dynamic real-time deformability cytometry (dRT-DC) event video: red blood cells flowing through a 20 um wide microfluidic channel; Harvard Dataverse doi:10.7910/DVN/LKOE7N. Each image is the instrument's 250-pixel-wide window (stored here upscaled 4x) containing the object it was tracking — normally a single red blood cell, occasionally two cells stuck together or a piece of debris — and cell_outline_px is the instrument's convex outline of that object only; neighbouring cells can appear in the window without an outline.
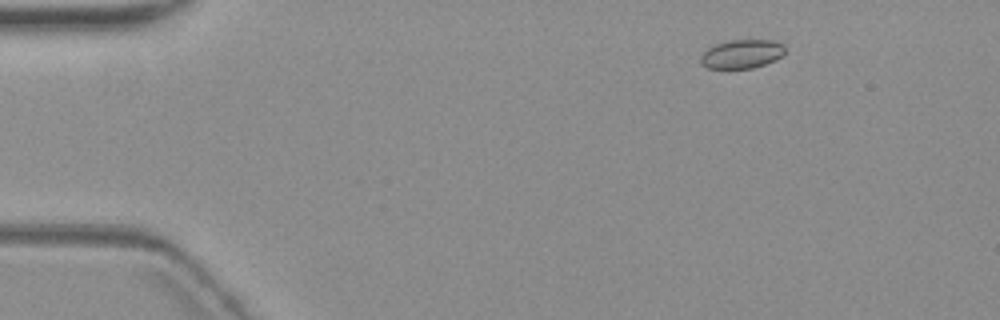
{"species": "common noctule bat (a hibernating species)", "species_latin": "Nyctalus noctula", "temperature_condition": "warm", "stored_images_in_passage": 4, "segment_of_instrument_passage": [1, 2], "camera_frame_rate_fps": 3000, "um_per_image_px": 0.085, "animal": {"sex": "female", "body_mass_g": 19.3, "forearm_length_mm": 54.1}, "frame": {"image": 1, "passage_image": 1, "time_ms": 0.0, "image_size_px": [1000, 320], "cell_outline_px": [[784, 52], [776, 60], [752, 68], [708, 68], [700, 64], [700, 56], [708, 48], [716, 44], [728, 40], [776, 40], [784, 44]], "centroid_in_image_um": [63.05, 4.58], "position_along_channel_um": 22.0, "area_um2": 14.16}}
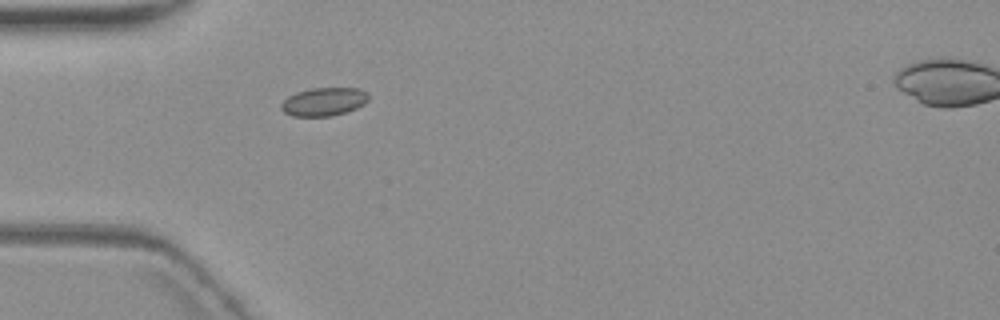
{"frame": {"image": 2, "passage_image": 3, "time_ms": 3.333, "image_size_px": [1000, 320], "cell_outline_px": [[368, 100], [364, 104], [356, 108], [332, 116], [292, 116], [284, 112], [280, 108], [280, 104], [288, 96], [296, 92], [312, 88], [360, 88], [368, 92]], "centroid_in_image_um": [27.52, 8.64], "position_along_channel_um": 57.5, "area_um2": 14.45}}